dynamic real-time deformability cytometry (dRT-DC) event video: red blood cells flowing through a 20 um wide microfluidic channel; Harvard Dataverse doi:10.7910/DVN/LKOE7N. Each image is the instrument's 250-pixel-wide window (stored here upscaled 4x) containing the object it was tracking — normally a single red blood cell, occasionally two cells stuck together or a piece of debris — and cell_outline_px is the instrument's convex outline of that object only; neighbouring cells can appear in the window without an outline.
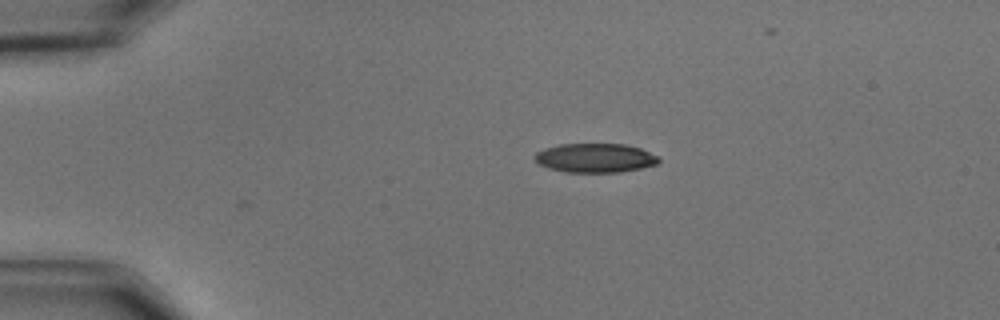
{"species": "common noctule bat (a hibernating species)", "species_latin": "Nyctalus noctula", "temperature_condition": "cold", "stored_images_in_passage": 2, "camera_frame_rate_fps": 3000, "um_per_image_px": 0.085, "animal": {"sex": "male", "body_mass_g": 15.6}, "frame": {"image": 1, "passage_image": 2, "time_ms": 0.333, "image_size_px": [1000, 320], "cell_outline_px": [[660, 160], [656, 164], [640, 168], [620, 172], [564, 172], [548, 168], [536, 164], [532, 156], [536, 152], [544, 148], [560, 144], [624, 144], [640, 148], [660, 156]], "centroid_in_image_um": [50.54, 13.42], "position_along_channel_um": 34.5, "area_um2": 21.27}}